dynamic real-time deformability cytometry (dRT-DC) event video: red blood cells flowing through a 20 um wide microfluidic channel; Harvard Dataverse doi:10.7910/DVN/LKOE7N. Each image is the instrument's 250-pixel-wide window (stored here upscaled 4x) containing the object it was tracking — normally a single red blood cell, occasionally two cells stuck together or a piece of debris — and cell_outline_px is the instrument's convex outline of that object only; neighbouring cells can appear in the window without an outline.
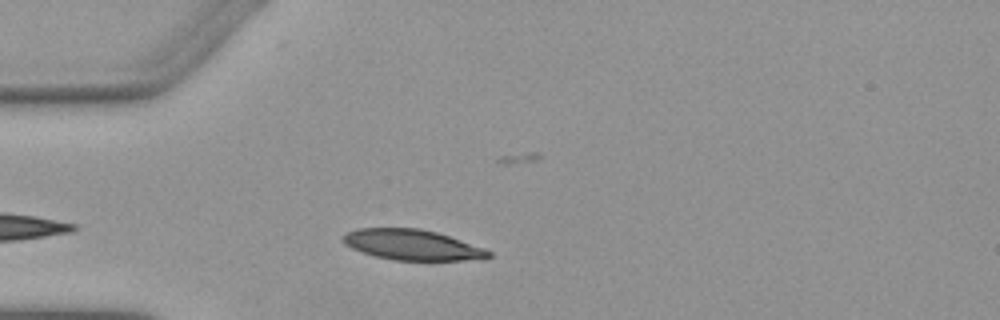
{"species": "Egyptian fruit bat (a non-hibernating species)", "species_latin": "Rousettus aegyptiacus", "temperature_condition": "warm", "stored_images_in_passage": 34, "camera_frame_rate_fps": 3000, "um_per_image_px": 0.085, "animal": {"sex": "female"}, "frame": {"image": 1, "passage_image": 6, "time_ms": 1.667, "image_size_px": [1000, 320], "cell_outline_px": [[492, 256], [464, 260], [392, 260], [376, 256], [352, 248], [344, 244], [340, 240], [340, 236], [356, 228], [420, 228], [436, 232], [484, 248], [492, 252]], "centroid_in_image_um": [34.97, 20.8], "position_along_channel_um": 50.0, "area_um2": 25.66}}
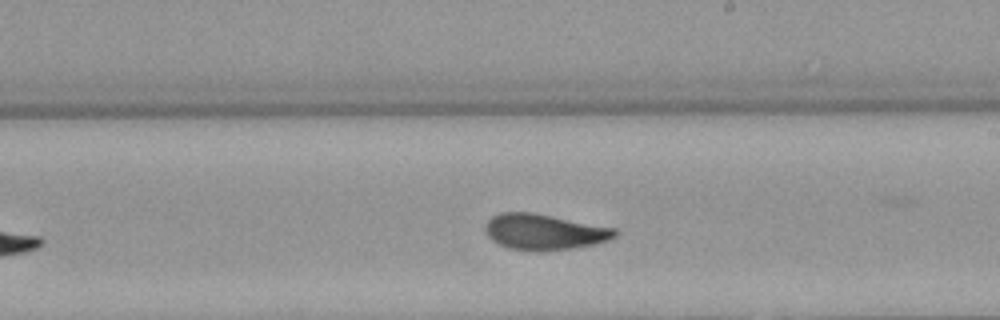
{"frame": {"image": 2, "passage_image": 22, "time_ms": 7.0, "image_size_px": [1000, 320], "cell_outline_px": [[620, 232], [616, 236], [608, 240], [596, 244], [576, 248], [540, 252], [532, 252], [508, 248], [492, 240], [488, 236], [484, 228], [488, 220], [492, 216], [500, 212], [532, 212], [616, 228]], "centroid_in_image_um": [46.28, 19.72], "position_along_channel_um": 242.7, "area_um2": 27.46}}
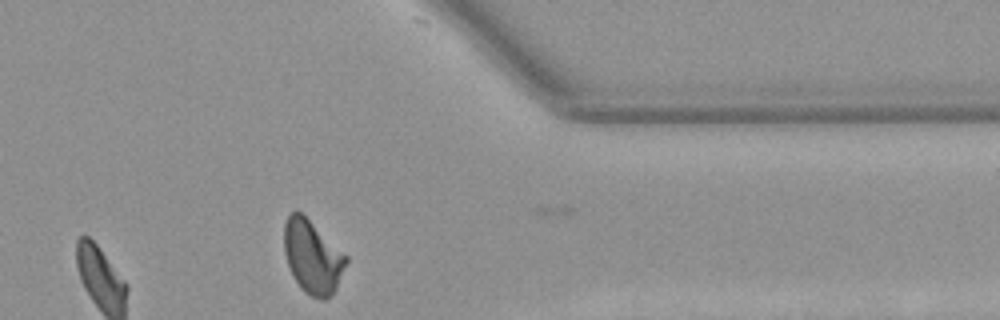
{"frame": {"image": 3, "passage_image": 34, "time_ms": 11.0, "image_size_px": [1000, 320], "cell_outline_px": [[348, 260], [336, 288], [324, 300], [320, 300], [304, 292], [296, 280], [288, 264], [284, 252], [284, 224], [288, 216], [296, 208], [348, 256]], "centroid_in_image_um": [26.56, 21.81], "position_along_channel_um": 384.8, "area_um2": 26.07}, "authors_computed_cell_mechanics": {"area_um2": 26.7325, "velocity_mm_per_s": 3.8791, "shape_relaxation_time_tau1_ms": 3.4058, "shape_relaxation_time_tau2_ms": 1.1166, "deformation_change_tau1": 0.1564, "deformation_change_tau2": 0.0637}}